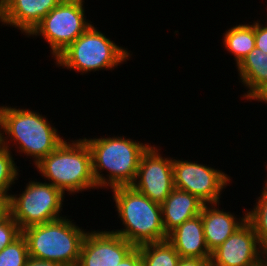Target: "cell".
<instances>
[{
	"mask_svg": "<svg viewBox=\"0 0 267 266\" xmlns=\"http://www.w3.org/2000/svg\"><path fill=\"white\" fill-rule=\"evenodd\" d=\"M10 141L17 143L19 152L31 156L36 165L64 140L46 117L39 113L30 109L1 106L0 144L10 149Z\"/></svg>",
	"mask_w": 267,
	"mask_h": 266,
	"instance_id": "obj_1",
	"label": "cell"
},
{
	"mask_svg": "<svg viewBox=\"0 0 267 266\" xmlns=\"http://www.w3.org/2000/svg\"><path fill=\"white\" fill-rule=\"evenodd\" d=\"M92 156V171L98 188L131 185L137 174L142 154L149 144L133 141L125 136L84 138ZM109 171L107 177L102 170Z\"/></svg>",
	"mask_w": 267,
	"mask_h": 266,
	"instance_id": "obj_2",
	"label": "cell"
},
{
	"mask_svg": "<svg viewBox=\"0 0 267 266\" xmlns=\"http://www.w3.org/2000/svg\"><path fill=\"white\" fill-rule=\"evenodd\" d=\"M118 217L124 229L112 230L135 247L167 240L160 204L151 201L131 185L111 188Z\"/></svg>",
	"mask_w": 267,
	"mask_h": 266,
	"instance_id": "obj_3",
	"label": "cell"
},
{
	"mask_svg": "<svg viewBox=\"0 0 267 266\" xmlns=\"http://www.w3.org/2000/svg\"><path fill=\"white\" fill-rule=\"evenodd\" d=\"M64 141L35 166L49 183L63 193L98 188L92 171L91 151L84 139Z\"/></svg>",
	"mask_w": 267,
	"mask_h": 266,
	"instance_id": "obj_4",
	"label": "cell"
},
{
	"mask_svg": "<svg viewBox=\"0 0 267 266\" xmlns=\"http://www.w3.org/2000/svg\"><path fill=\"white\" fill-rule=\"evenodd\" d=\"M86 231L65 217L22 230L29 257L77 266Z\"/></svg>",
	"mask_w": 267,
	"mask_h": 266,
	"instance_id": "obj_5",
	"label": "cell"
},
{
	"mask_svg": "<svg viewBox=\"0 0 267 266\" xmlns=\"http://www.w3.org/2000/svg\"><path fill=\"white\" fill-rule=\"evenodd\" d=\"M131 54L123 47L117 46L110 38L97 30L93 24L71 45L61 52L55 63L67 69L81 72L110 69L129 60Z\"/></svg>",
	"mask_w": 267,
	"mask_h": 266,
	"instance_id": "obj_6",
	"label": "cell"
},
{
	"mask_svg": "<svg viewBox=\"0 0 267 266\" xmlns=\"http://www.w3.org/2000/svg\"><path fill=\"white\" fill-rule=\"evenodd\" d=\"M64 193L50 183L30 181L25 191L9 196V214L23 230L63 218ZM18 196V197H17Z\"/></svg>",
	"mask_w": 267,
	"mask_h": 266,
	"instance_id": "obj_7",
	"label": "cell"
},
{
	"mask_svg": "<svg viewBox=\"0 0 267 266\" xmlns=\"http://www.w3.org/2000/svg\"><path fill=\"white\" fill-rule=\"evenodd\" d=\"M84 0H62L29 34L43 36L56 58L91 25L86 20Z\"/></svg>",
	"mask_w": 267,
	"mask_h": 266,
	"instance_id": "obj_8",
	"label": "cell"
},
{
	"mask_svg": "<svg viewBox=\"0 0 267 266\" xmlns=\"http://www.w3.org/2000/svg\"><path fill=\"white\" fill-rule=\"evenodd\" d=\"M174 187L197 196L205 204H219L230 176L221 170L192 161L173 159Z\"/></svg>",
	"mask_w": 267,
	"mask_h": 266,
	"instance_id": "obj_9",
	"label": "cell"
},
{
	"mask_svg": "<svg viewBox=\"0 0 267 266\" xmlns=\"http://www.w3.org/2000/svg\"><path fill=\"white\" fill-rule=\"evenodd\" d=\"M155 145L142 154L136 178L131 186L162 205L174 187L173 158H163Z\"/></svg>",
	"mask_w": 267,
	"mask_h": 266,
	"instance_id": "obj_10",
	"label": "cell"
},
{
	"mask_svg": "<svg viewBox=\"0 0 267 266\" xmlns=\"http://www.w3.org/2000/svg\"><path fill=\"white\" fill-rule=\"evenodd\" d=\"M211 266H266L267 252L246 222L211 252Z\"/></svg>",
	"mask_w": 267,
	"mask_h": 266,
	"instance_id": "obj_11",
	"label": "cell"
},
{
	"mask_svg": "<svg viewBox=\"0 0 267 266\" xmlns=\"http://www.w3.org/2000/svg\"><path fill=\"white\" fill-rule=\"evenodd\" d=\"M90 232L84 237L77 266H117L135 248L111 231Z\"/></svg>",
	"mask_w": 267,
	"mask_h": 266,
	"instance_id": "obj_12",
	"label": "cell"
},
{
	"mask_svg": "<svg viewBox=\"0 0 267 266\" xmlns=\"http://www.w3.org/2000/svg\"><path fill=\"white\" fill-rule=\"evenodd\" d=\"M62 0H8L0 9V22L27 36Z\"/></svg>",
	"mask_w": 267,
	"mask_h": 266,
	"instance_id": "obj_13",
	"label": "cell"
},
{
	"mask_svg": "<svg viewBox=\"0 0 267 266\" xmlns=\"http://www.w3.org/2000/svg\"><path fill=\"white\" fill-rule=\"evenodd\" d=\"M167 241L175 248L181 258H211V252L205 242L200 214L186 220L171 231L167 236Z\"/></svg>",
	"mask_w": 267,
	"mask_h": 266,
	"instance_id": "obj_14",
	"label": "cell"
},
{
	"mask_svg": "<svg viewBox=\"0 0 267 266\" xmlns=\"http://www.w3.org/2000/svg\"><path fill=\"white\" fill-rule=\"evenodd\" d=\"M204 204L201 217L206 245L210 252L224 243L231 234L247 220V213L241 220L230 212H224L216 207V203ZM238 220V221H237Z\"/></svg>",
	"mask_w": 267,
	"mask_h": 266,
	"instance_id": "obj_15",
	"label": "cell"
},
{
	"mask_svg": "<svg viewBox=\"0 0 267 266\" xmlns=\"http://www.w3.org/2000/svg\"><path fill=\"white\" fill-rule=\"evenodd\" d=\"M204 204L197 196L174 188L161 205L166 234L168 235L186 220L201 214Z\"/></svg>",
	"mask_w": 267,
	"mask_h": 266,
	"instance_id": "obj_16",
	"label": "cell"
},
{
	"mask_svg": "<svg viewBox=\"0 0 267 266\" xmlns=\"http://www.w3.org/2000/svg\"><path fill=\"white\" fill-rule=\"evenodd\" d=\"M240 80L249 88L243 97L251 100L267 85V52L255 47L242 61L236 65Z\"/></svg>",
	"mask_w": 267,
	"mask_h": 266,
	"instance_id": "obj_17",
	"label": "cell"
},
{
	"mask_svg": "<svg viewBox=\"0 0 267 266\" xmlns=\"http://www.w3.org/2000/svg\"><path fill=\"white\" fill-rule=\"evenodd\" d=\"M223 40L225 49L234 55L238 65L255 48V22L252 25L239 24L229 28Z\"/></svg>",
	"mask_w": 267,
	"mask_h": 266,
	"instance_id": "obj_18",
	"label": "cell"
},
{
	"mask_svg": "<svg viewBox=\"0 0 267 266\" xmlns=\"http://www.w3.org/2000/svg\"><path fill=\"white\" fill-rule=\"evenodd\" d=\"M138 248L143 266H177L181 259L167 240L143 244Z\"/></svg>",
	"mask_w": 267,
	"mask_h": 266,
	"instance_id": "obj_19",
	"label": "cell"
},
{
	"mask_svg": "<svg viewBox=\"0 0 267 266\" xmlns=\"http://www.w3.org/2000/svg\"><path fill=\"white\" fill-rule=\"evenodd\" d=\"M256 206L247 211V221L252 225L259 244L267 252V191L261 192Z\"/></svg>",
	"mask_w": 267,
	"mask_h": 266,
	"instance_id": "obj_20",
	"label": "cell"
},
{
	"mask_svg": "<svg viewBox=\"0 0 267 266\" xmlns=\"http://www.w3.org/2000/svg\"><path fill=\"white\" fill-rule=\"evenodd\" d=\"M28 259L27 242L22 234L0 252V266H25Z\"/></svg>",
	"mask_w": 267,
	"mask_h": 266,
	"instance_id": "obj_21",
	"label": "cell"
},
{
	"mask_svg": "<svg viewBox=\"0 0 267 266\" xmlns=\"http://www.w3.org/2000/svg\"><path fill=\"white\" fill-rule=\"evenodd\" d=\"M10 149L0 144V193L8 197L10 194L7 192L17 179L19 173L16 163L12 158Z\"/></svg>",
	"mask_w": 267,
	"mask_h": 266,
	"instance_id": "obj_22",
	"label": "cell"
},
{
	"mask_svg": "<svg viewBox=\"0 0 267 266\" xmlns=\"http://www.w3.org/2000/svg\"><path fill=\"white\" fill-rule=\"evenodd\" d=\"M22 234L17 222L8 214L0 221V252Z\"/></svg>",
	"mask_w": 267,
	"mask_h": 266,
	"instance_id": "obj_23",
	"label": "cell"
},
{
	"mask_svg": "<svg viewBox=\"0 0 267 266\" xmlns=\"http://www.w3.org/2000/svg\"><path fill=\"white\" fill-rule=\"evenodd\" d=\"M255 47L267 52V26H263L258 21L255 22Z\"/></svg>",
	"mask_w": 267,
	"mask_h": 266,
	"instance_id": "obj_24",
	"label": "cell"
},
{
	"mask_svg": "<svg viewBox=\"0 0 267 266\" xmlns=\"http://www.w3.org/2000/svg\"><path fill=\"white\" fill-rule=\"evenodd\" d=\"M117 266H143L139 248L135 247Z\"/></svg>",
	"mask_w": 267,
	"mask_h": 266,
	"instance_id": "obj_25",
	"label": "cell"
},
{
	"mask_svg": "<svg viewBox=\"0 0 267 266\" xmlns=\"http://www.w3.org/2000/svg\"><path fill=\"white\" fill-rule=\"evenodd\" d=\"M177 266H211L210 259L181 258Z\"/></svg>",
	"mask_w": 267,
	"mask_h": 266,
	"instance_id": "obj_26",
	"label": "cell"
},
{
	"mask_svg": "<svg viewBox=\"0 0 267 266\" xmlns=\"http://www.w3.org/2000/svg\"><path fill=\"white\" fill-rule=\"evenodd\" d=\"M9 214V197L0 193V221Z\"/></svg>",
	"mask_w": 267,
	"mask_h": 266,
	"instance_id": "obj_27",
	"label": "cell"
},
{
	"mask_svg": "<svg viewBox=\"0 0 267 266\" xmlns=\"http://www.w3.org/2000/svg\"><path fill=\"white\" fill-rule=\"evenodd\" d=\"M25 266H64V265L57 262L43 261L29 257Z\"/></svg>",
	"mask_w": 267,
	"mask_h": 266,
	"instance_id": "obj_28",
	"label": "cell"
},
{
	"mask_svg": "<svg viewBox=\"0 0 267 266\" xmlns=\"http://www.w3.org/2000/svg\"><path fill=\"white\" fill-rule=\"evenodd\" d=\"M251 100H258L267 104V85L263 87Z\"/></svg>",
	"mask_w": 267,
	"mask_h": 266,
	"instance_id": "obj_29",
	"label": "cell"
},
{
	"mask_svg": "<svg viewBox=\"0 0 267 266\" xmlns=\"http://www.w3.org/2000/svg\"><path fill=\"white\" fill-rule=\"evenodd\" d=\"M8 0H0V9L3 7V5L7 2Z\"/></svg>",
	"mask_w": 267,
	"mask_h": 266,
	"instance_id": "obj_30",
	"label": "cell"
},
{
	"mask_svg": "<svg viewBox=\"0 0 267 266\" xmlns=\"http://www.w3.org/2000/svg\"><path fill=\"white\" fill-rule=\"evenodd\" d=\"M265 186L262 188L263 189V191H267V181L265 182Z\"/></svg>",
	"mask_w": 267,
	"mask_h": 266,
	"instance_id": "obj_31",
	"label": "cell"
}]
</instances>
